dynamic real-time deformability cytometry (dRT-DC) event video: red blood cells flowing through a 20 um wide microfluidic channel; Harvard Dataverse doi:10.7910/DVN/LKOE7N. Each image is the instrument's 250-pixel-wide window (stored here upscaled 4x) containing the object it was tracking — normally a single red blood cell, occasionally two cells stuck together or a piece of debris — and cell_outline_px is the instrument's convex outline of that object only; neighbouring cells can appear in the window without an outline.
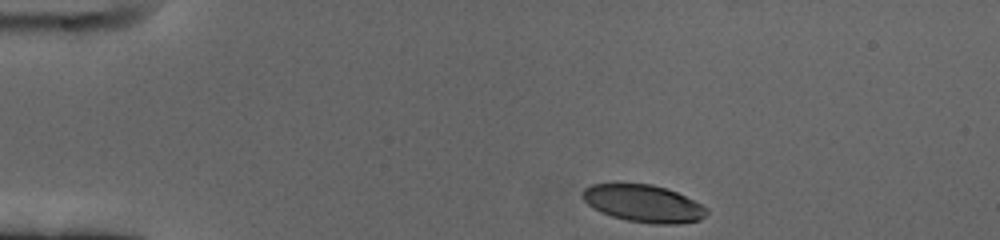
{"species": "human", "species_latin": "Homo sapiens", "temperature_condition": "cold", "stored_images_in_passage": 42, "camera_frame_rate_fps": 3000, "um_per_image_px": 0.085, "donor": {"sex": "female"}, "frame": {"image": 1, "passage_image": 1, "time_ms": 0.0, "image_size_px": [1000, 240], "cell_outline_px": [[708, 212], [700, 220], [676, 224], [652, 224], [628, 220], [612, 216], [600, 212], [592, 208], [580, 196], [580, 192], [584, 188], [592, 184], [652, 184], [668, 188], [700, 204]], "centroid_in_image_um": [54.64, 17.29], "position_along_channel_um": 30.4, "area_um2": 26.88}}
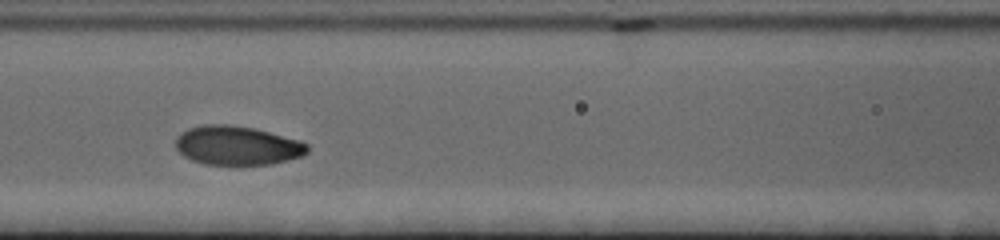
{"frame": {"image": 2, "passage_image": 17, "time_ms": 5.333, "image_size_px": [1000, 240], "cell_outline_px": [[308, 152], [304, 156], [272, 164], [204, 164], [192, 160], [184, 156], [176, 148], [176, 136], [188, 128], [204, 124], [228, 124], [256, 128], [300, 140], [308, 144]], "centroid_in_image_um": [20.18, 12.36], "position_along_channel_um": 146.4, "area_um2": 30.17}}
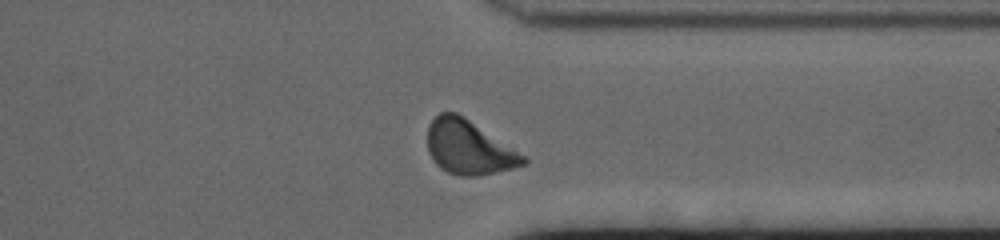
{"frame": {"image": 3, "passage_image": 37, "time_ms": 12.0, "image_size_px": [1000, 240], "cell_outline_px": [[528, 164], [480, 176], [460, 176], [448, 172], [440, 168], [432, 160], [428, 152], [428, 124], [440, 112], [456, 112], [464, 116], [524, 156], [528, 160]], "centroid_in_image_um": [39.81, 12.54], "position_along_channel_um": 371.6, "area_um2": 30.0}, "authors_computed_cell_mechanics": {"area_um2": 29.0734, "velocity_mm_per_s": 3.3856, "shape_relaxation_time_tau1_ms": 4.6807, "shape_relaxation_time_tau2_ms": null, "deformation_change_tau1": 0.1983, "deformation_change_tau2": null}}